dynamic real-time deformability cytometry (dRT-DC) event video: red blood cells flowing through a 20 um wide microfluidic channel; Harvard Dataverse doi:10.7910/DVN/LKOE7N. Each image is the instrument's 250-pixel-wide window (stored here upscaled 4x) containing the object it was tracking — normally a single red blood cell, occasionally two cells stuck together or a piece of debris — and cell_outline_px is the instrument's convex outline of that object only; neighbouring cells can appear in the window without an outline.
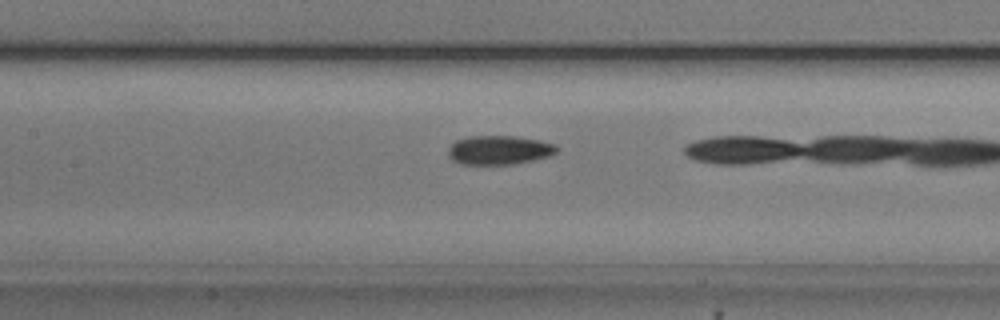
{"species": "common noctule bat (a hibernating species)", "species_latin": "Nyctalus noctula", "temperature_condition": "cold", "stored_images_in_passage": 39, "camera_frame_rate_fps": 3000, "um_per_image_px": 0.085, "animal": {"sex": "male", "body_mass_g": 20.5, "forearm_length_mm": 52.5}, "frame": {"image": 1, "passage_image": 20, "time_ms": 6.333, "image_size_px": [1000, 320], "cell_outline_px": [[560, 148], [552, 156], [516, 164], [460, 164], [452, 160], [448, 156], [448, 148], [456, 140], [468, 136], [516, 136], [540, 140], [556, 144]], "centroid_in_image_um": [42.46, 12.75], "position_along_channel_um": 164.9, "area_um2": 18.67}, "authors_computed_cell_mechanics": {"area_um2": 18.5538, "velocity_mm_per_s": 3.7503, "shape_relaxation_time_tau1_ms": 3.0901, "shape_relaxation_time_tau2_ms": 5.8805, "deformation_change_tau1": 0.1157, "deformation_change_tau2": 0.1133}}